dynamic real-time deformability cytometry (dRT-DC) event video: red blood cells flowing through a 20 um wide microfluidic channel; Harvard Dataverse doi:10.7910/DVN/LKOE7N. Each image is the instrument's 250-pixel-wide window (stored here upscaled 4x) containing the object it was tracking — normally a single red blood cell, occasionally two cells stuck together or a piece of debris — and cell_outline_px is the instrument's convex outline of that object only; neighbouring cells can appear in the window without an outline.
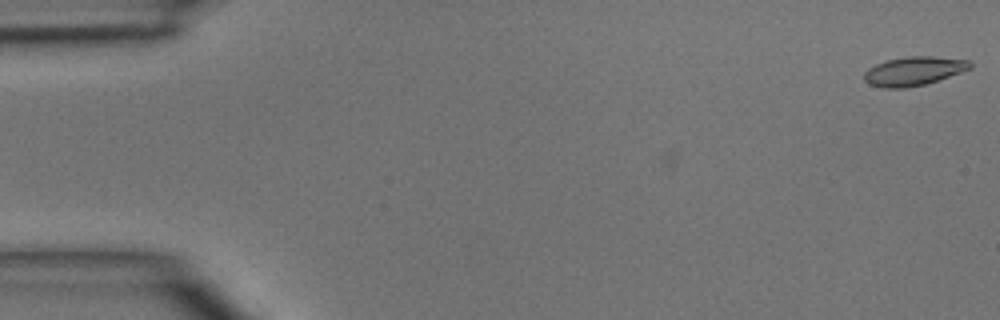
{"species": "common noctule bat (a hibernating species)", "species_latin": "Nyctalus noctula", "temperature_condition": "room temperature", "stored_images_in_passage": 7, "camera_frame_rate_fps": 3000, "um_per_image_px": 0.085, "animal": {"sex": "male", "body_mass_g": 15.6}, "frame": {"image": 1, "passage_image": 1, "time_ms": 0.0, "image_size_px": [1000, 320], "cell_outline_px": [[972, 68], [924, 84], [904, 88], [884, 88], [868, 84], [864, 80], [864, 72], [868, 68], [876, 64], [888, 60], [908, 56], [932, 56], [968, 60], [972, 64]], "centroid_in_image_um": [77.63, 6.04], "position_along_channel_um": 7.4, "area_um2": 17.63}}
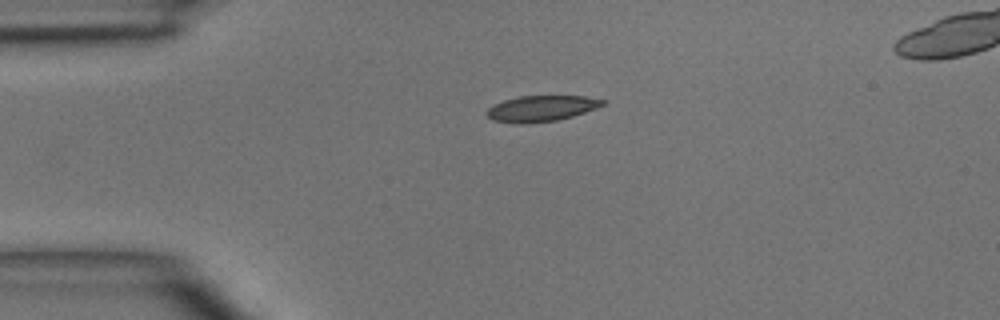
{"frame": {"image": 2, "passage_image": 4, "time_ms": 3.333, "image_size_px": [1000, 320], "cell_outline_px": [[604, 104], [596, 108], [572, 116], [556, 120], [524, 124], [516, 124], [492, 120], [488, 116], [488, 108], [504, 100], [520, 96], [584, 96], [604, 100]], "centroid_in_image_um": [45.99, 9.22], "position_along_channel_um": 39.0, "area_um2": 17.22}}
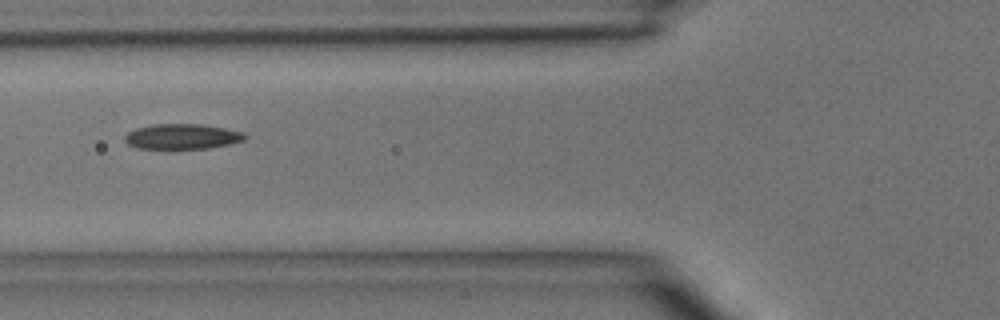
{"frame": {"image": 3, "passage_image": 6, "time_ms": 5.667, "image_size_px": [1000, 320], "cell_outline_px": [[248, 136], [244, 140], [228, 144], [208, 148], [136, 148], [128, 144], [124, 140], [124, 136], [128, 132], [136, 128], [152, 124], [200, 124], [224, 128], [240, 132]], "centroid_in_image_um": [15.44, 11.6], "position_along_channel_um": 110.4, "area_um2": 17.46}}